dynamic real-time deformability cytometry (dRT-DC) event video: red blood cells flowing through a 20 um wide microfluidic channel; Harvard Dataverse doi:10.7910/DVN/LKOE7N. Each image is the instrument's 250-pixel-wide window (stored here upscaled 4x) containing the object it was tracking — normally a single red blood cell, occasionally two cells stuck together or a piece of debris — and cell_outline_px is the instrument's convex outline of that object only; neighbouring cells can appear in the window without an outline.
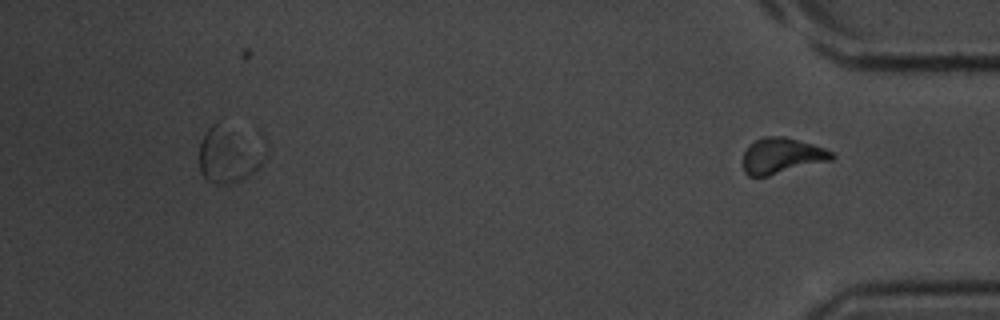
{"species": "common noctule bat (a hibernating species)", "species_latin": "Nyctalus noctula", "temperature_condition": "room temperature", "stored_images_in_passage": 39, "segment_of_instrument_passage": [2, 2], "camera_frame_rate_fps": 3000, "um_per_image_px": 0.085, "animal": {"sex": "male", "body_mass_g": 20.1, "forearm_length_mm": 53.5}, "frame": {"image": 1, "passage_image": 39, "time_ms": 12.667, "image_size_px": [1000, 320], "cell_outline_px": [[836, 156], [832, 160], [768, 176], [748, 176], [744, 172], [744, 152], [748, 144], [764, 136], [784, 136], [812, 144], [824, 148], [832, 152]], "centroid_in_image_um": [66.45, 13.24], "position_along_channel_um": 368.8, "area_um2": 18.5}}